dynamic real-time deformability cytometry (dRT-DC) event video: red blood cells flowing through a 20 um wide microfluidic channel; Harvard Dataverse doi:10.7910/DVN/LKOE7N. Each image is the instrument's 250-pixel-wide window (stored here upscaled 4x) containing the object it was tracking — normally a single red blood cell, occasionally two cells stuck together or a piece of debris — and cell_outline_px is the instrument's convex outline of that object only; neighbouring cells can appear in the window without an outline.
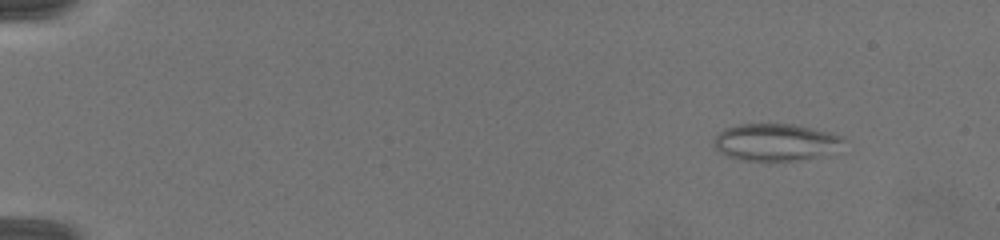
{"species": "common noctule bat (a hibernating species)", "species_latin": "Nyctalus noctula", "temperature_condition": "warm", "stored_images_in_passage": 34, "camera_frame_rate_fps": 3000, "um_per_image_px": 0.085, "animal": {"sex": "female", "body_mass_g": 19.5, "forearm_length_mm": 54.1}, "frame": {"image": 1, "passage_image": 2, "time_ms": 1.333, "image_size_px": [1000, 240], "cell_outline_px": [[848, 140], [812, 156], [796, 160], [768, 164], [744, 160], [728, 156], [720, 152], [712, 144], [712, 140], [724, 128], [740, 124], [796, 124], [844, 136]], "centroid_in_image_um": [65.79, 12.09], "position_along_channel_um": 19.2, "area_um2": 27.92}}
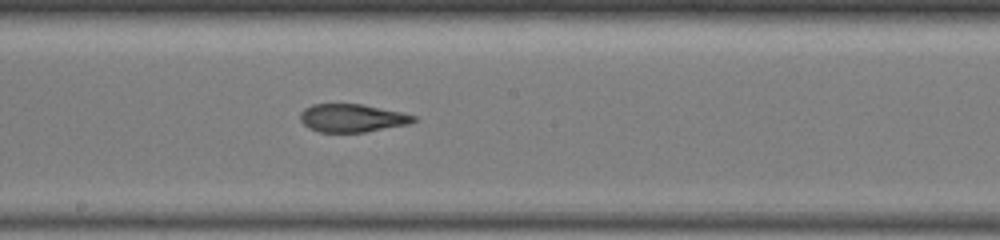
{"frame": {"image": 2, "passage_image": 19, "time_ms": 9.333, "image_size_px": [1000, 240], "cell_outline_px": [[416, 120], [408, 124], [364, 132], [320, 132], [308, 128], [300, 120], [300, 112], [304, 108], [312, 104], [360, 104], [400, 112], [416, 116]], "centroid_in_image_um": [29.88, 10.03], "position_along_channel_um": 218.3, "area_um2": 18.38}}
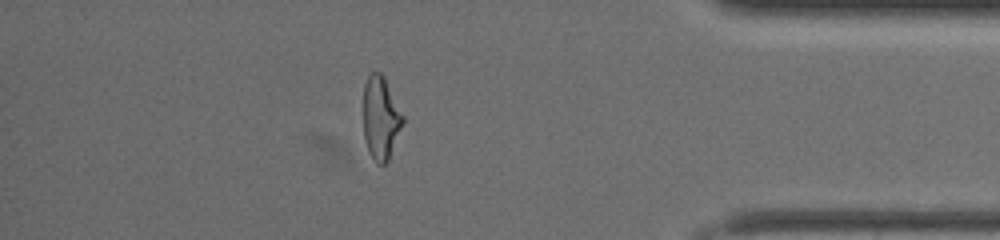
{"frame": {"image": 3, "passage_image": 30, "time_ms": 14.333, "image_size_px": [1000, 240], "cell_outline_px": [[404, 124], [388, 160], [384, 164], [376, 164], [368, 152], [364, 140], [364, 84], [368, 76], [372, 72], [380, 72], [384, 76], [404, 116]], "centroid_in_image_um": [32.37, 10.05], "position_along_channel_um": 402.8, "area_um2": 19.31}, "authors_computed_cell_mechanics": {"area_um2": 19.7965, "velocity_mm_per_s": 4.2444, "shape_relaxation_time_tau1_ms": 8.6316, "shape_relaxation_time_tau2_ms": 2.1947, "deformation_change_tau1": 0.2846, "deformation_change_tau2": 0.0997}}